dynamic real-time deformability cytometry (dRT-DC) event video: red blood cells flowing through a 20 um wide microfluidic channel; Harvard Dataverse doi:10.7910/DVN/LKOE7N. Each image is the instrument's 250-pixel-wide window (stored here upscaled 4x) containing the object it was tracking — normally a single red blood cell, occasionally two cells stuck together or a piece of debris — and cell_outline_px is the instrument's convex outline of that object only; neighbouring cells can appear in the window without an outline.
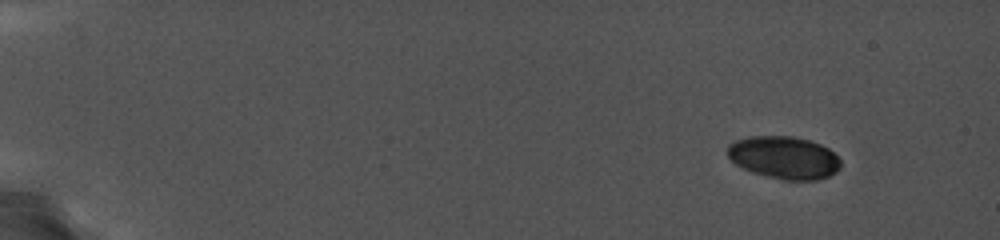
{"species": "common noctule bat (a hibernating species)", "species_latin": "Nyctalus noctula", "temperature_condition": "cold", "stored_images_in_passage": 26, "camera_frame_rate_fps": 5000, "um_per_image_px": 0.085, "animal": {"sex": "female", "body_mass_g": 19.0, "forearm_length_mm": 56.7}, "frame": {"image": 1, "passage_image": 1, "time_ms": 0.0, "image_size_px": [1000, 240], "cell_outline_px": [[840, 168], [836, 172], [828, 176], [816, 180], [784, 180], [752, 172], [736, 164], [728, 156], [728, 144], [732, 140], [748, 136], [796, 136], [812, 140], [828, 148], [840, 160]], "centroid_in_image_um": [66.64, 13.37], "position_along_channel_um": 18.4, "area_um2": 28.21}}
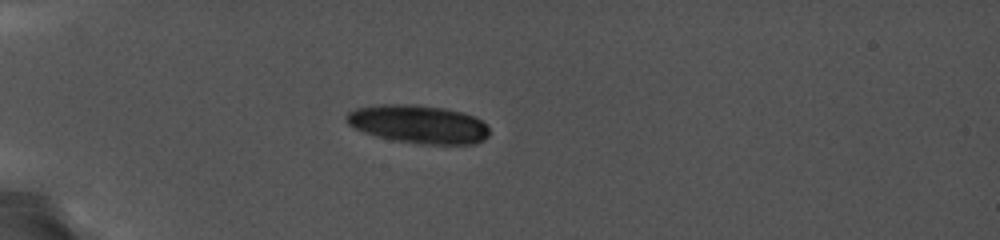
{"frame": {"image": 2, "passage_image": 21, "time_ms": 4.0, "image_size_px": [1000, 240], "cell_outline_px": [[488, 136], [484, 140], [476, 144], [420, 144], [392, 140], [376, 136], [364, 132], [348, 124], [344, 120], [344, 116], [348, 112], [356, 108], [440, 108], [460, 112], [472, 116], [480, 120], [488, 128]], "centroid_in_image_um": [35.62, 10.65], "position_along_channel_um": 49.4, "area_um2": 30.11}}